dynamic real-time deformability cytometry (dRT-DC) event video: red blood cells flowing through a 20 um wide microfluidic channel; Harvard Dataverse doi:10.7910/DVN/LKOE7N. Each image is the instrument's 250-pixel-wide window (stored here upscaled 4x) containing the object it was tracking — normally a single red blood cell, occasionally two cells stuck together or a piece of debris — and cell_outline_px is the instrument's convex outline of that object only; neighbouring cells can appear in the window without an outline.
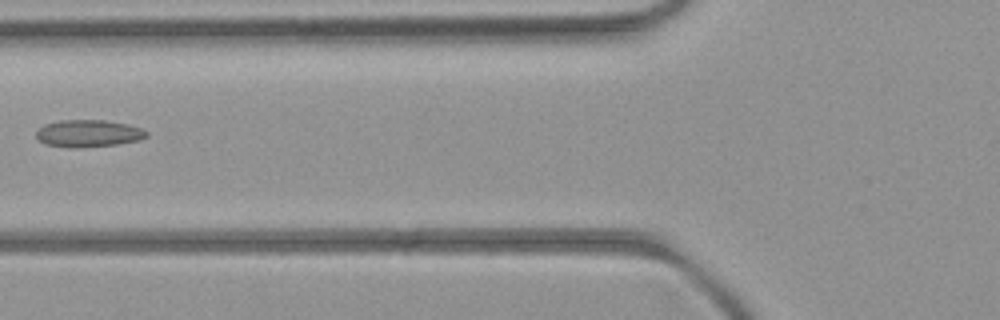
{"species": "common noctule bat (a hibernating species)", "species_latin": "Nyctalus noctula", "temperature_condition": "room temperature", "stored_images_in_passage": 7, "camera_frame_rate_fps": 3000, "um_per_image_px": 0.085, "animal": {"sex": "female", "body_mass_g": 21.9}, "frame": {"image": 1, "passage_image": 7, "time_ms": 6.667, "image_size_px": [1000, 320], "cell_outline_px": [[148, 136], [140, 140], [116, 144], [76, 148], [68, 148], [44, 144], [36, 136], [36, 132], [44, 124], [60, 120], [104, 120], [128, 124], [140, 128], [148, 132]], "centroid_in_image_um": [7.51, 11.34], "position_along_channel_um": 118.3, "area_um2": 17.51}}